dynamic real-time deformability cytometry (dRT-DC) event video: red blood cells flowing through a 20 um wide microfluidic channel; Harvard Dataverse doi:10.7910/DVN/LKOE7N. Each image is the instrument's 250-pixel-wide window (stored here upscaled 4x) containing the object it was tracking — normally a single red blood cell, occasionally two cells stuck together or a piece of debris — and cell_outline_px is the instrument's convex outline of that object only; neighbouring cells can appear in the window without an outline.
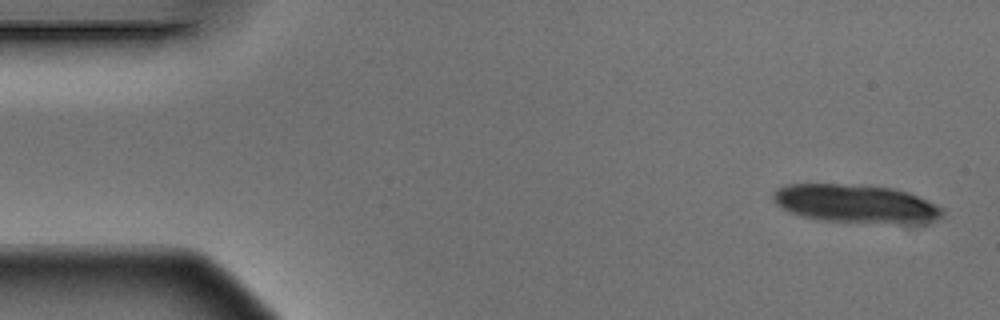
{"species": "Egyptian fruit bat (a non-hibernating species)", "species_latin": "Rousettus aegyptiacus", "temperature_condition": "warm", "stored_images_in_passage": 8, "camera_frame_rate_fps": 3000, "um_per_image_px": 0.085, "animal": {"sex": "male"}, "frame": {"image": 1, "passage_image": 1, "time_ms": 0.0, "image_size_px": [1000, 320], "cell_outline_px": [[944, 212], [936, 220], [928, 224], [892, 224], [820, 220], [800, 216], [776, 204], [772, 196], [780, 188], [788, 184], [840, 184], [892, 188], [908, 192], [936, 204], [944, 208]], "centroid_in_image_um": [72.83, 17.35], "position_along_channel_um": 12.2, "area_um2": 37.97}}
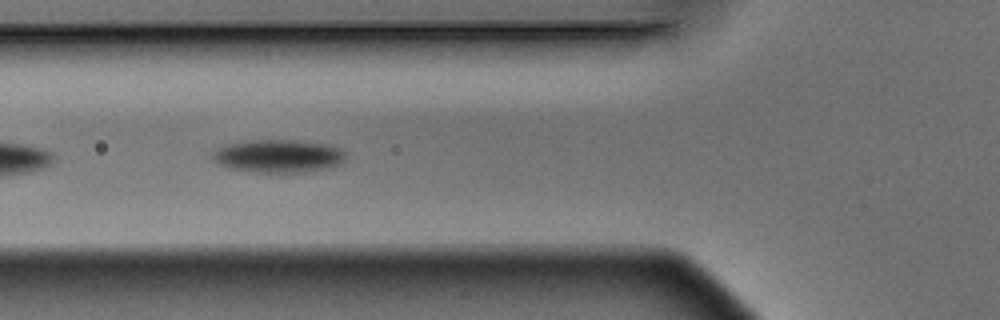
{"frame": {"image": 2, "passage_image": 6, "time_ms": 1.667, "image_size_px": [1000, 320], "cell_outline_px": [[344, 160], [340, 164], [324, 168], [304, 172], [252, 172], [232, 168], [220, 164], [212, 160], [212, 152], [228, 144], [252, 140], [296, 140], [324, 144], [340, 148], [344, 152]], "centroid_in_image_um": [23.65, 13.26], "position_along_channel_um": 102.2, "area_um2": 25.2}}
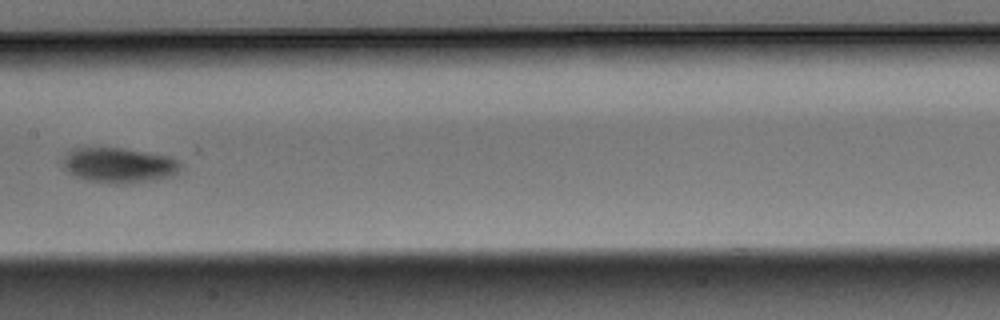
{"frame": {"image": 3, "passage_image": 8, "time_ms": 2.333, "image_size_px": [1000, 320], "cell_outline_px": [[184, 164], [172, 176], [156, 180], [124, 184], [116, 184], [88, 180], [76, 176], [68, 172], [64, 168], [64, 156], [72, 148], [124, 148], [172, 156], [180, 160]], "centroid_in_image_um": [10.18, 14.04], "position_along_channel_um": 197.2, "area_um2": 24.33}}